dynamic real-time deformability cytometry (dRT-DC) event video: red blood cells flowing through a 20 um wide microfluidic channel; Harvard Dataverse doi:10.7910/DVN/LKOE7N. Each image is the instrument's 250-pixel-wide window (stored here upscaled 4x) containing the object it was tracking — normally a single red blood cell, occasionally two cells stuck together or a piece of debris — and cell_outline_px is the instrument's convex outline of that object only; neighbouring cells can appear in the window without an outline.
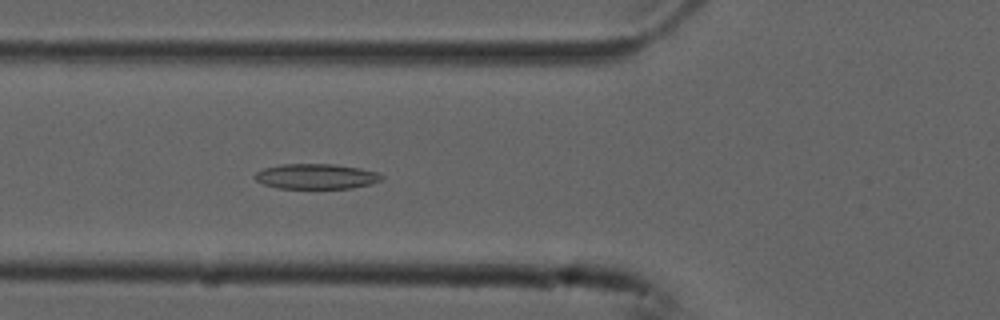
{"species": "common noctule bat (a hibernating species)", "species_latin": "Nyctalus noctula", "temperature_condition": "cold", "stored_images_in_passage": 53, "camera_frame_rate_fps": 3000, "um_per_image_px": 0.085, "animal": {"sex": "male", "forearm_length_mm": 52.5}, "frame": {"image": 1, "passage_image": 19, "time_ms": 6.0, "image_size_px": [1000, 320], "cell_outline_px": [[384, 176], [380, 180], [368, 184], [352, 188], [276, 188], [264, 184], [256, 180], [252, 176], [256, 172], [264, 168], [280, 164], [332, 164], [360, 168], [376, 172]], "centroid_in_image_um": [26.82, 14.99], "position_along_channel_um": 99.0, "area_um2": 18.5}}
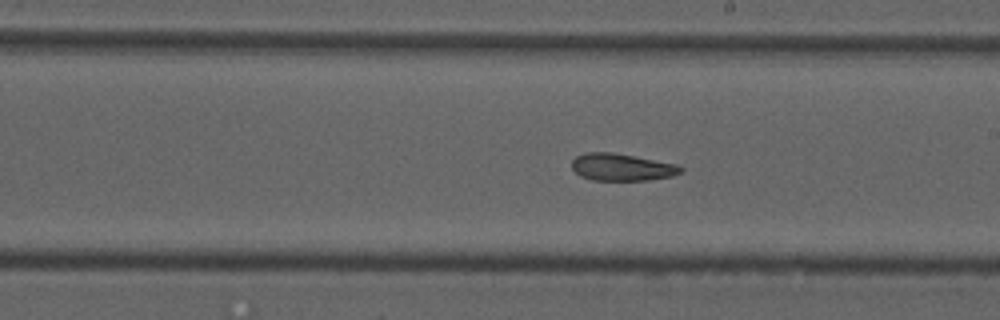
{"frame": {"image": 2, "passage_image": 30, "time_ms": 9.667, "image_size_px": [1000, 320], "cell_outline_px": [[684, 172], [672, 176], [648, 180], [592, 180], [580, 176], [572, 168], [572, 160], [576, 156], [584, 152], [612, 152], [676, 164], [684, 168]], "centroid_in_image_um": [52.85, 14.21], "position_along_channel_um": 236.2, "area_um2": 17.28}}
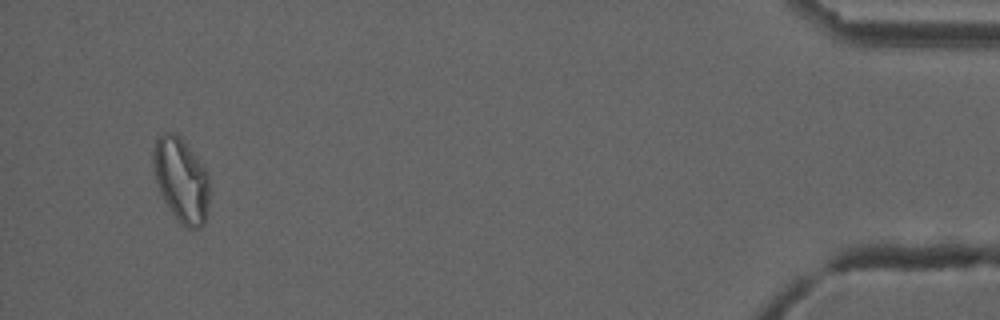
{"frame": {"image": 3, "passage_image": 51, "time_ms": 16.667, "image_size_px": [1000, 320], "cell_outline_px": [[208, 204], [204, 224], [200, 228], [188, 228], [180, 224], [164, 200], [160, 192], [156, 180], [152, 160], [152, 152], [156, 136], [164, 132], [176, 132], [184, 140], [208, 172]], "centroid_in_image_um": [15.38, 15.25], "position_along_channel_um": 419.8, "area_um2": 27.74}, "authors_computed_cell_mechanics": {"area_um2": 20.6924, "velocity_mm_per_s": 3.7495, "shape_relaxation_time_tau1_ms": null, "shape_relaxation_time_tau2_ms": 7.7606, "deformation_change_tau1": null, "deformation_change_tau2": 0.1772}}